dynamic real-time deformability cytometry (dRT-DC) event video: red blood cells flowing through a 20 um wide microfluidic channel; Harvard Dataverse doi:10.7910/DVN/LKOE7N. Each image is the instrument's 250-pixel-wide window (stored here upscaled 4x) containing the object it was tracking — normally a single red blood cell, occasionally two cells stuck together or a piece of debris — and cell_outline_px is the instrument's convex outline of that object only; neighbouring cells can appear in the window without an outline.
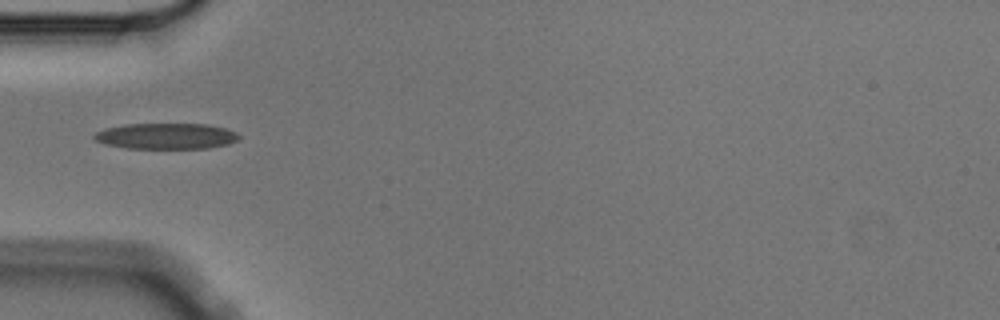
{"species": "Egyptian fruit bat (a non-hibernating species)", "species_latin": "Rousettus aegyptiacus", "temperature_condition": "cold", "stored_images_in_passage": 6, "camera_frame_rate_fps": 3000, "um_per_image_px": 0.085, "animal": {"sex": "male"}, "frame": {"image": 1, "passage_image": 5, "time_ms": 1.333, "image_size_px": [1000, 320], "cell_outline_px": [[240, 136], [236, 140], [228, 144], [208, 148], [124, 148], [104, 144], [92, 140], [92, 136], [96, 132], [104, 128], [124, 124], [208, 124], [224, 128], [236, 132]], "centroid_in_image_um": [14.05, 11.57], "position_along_channel_um": 70.9, "area_um2": 21.96}}
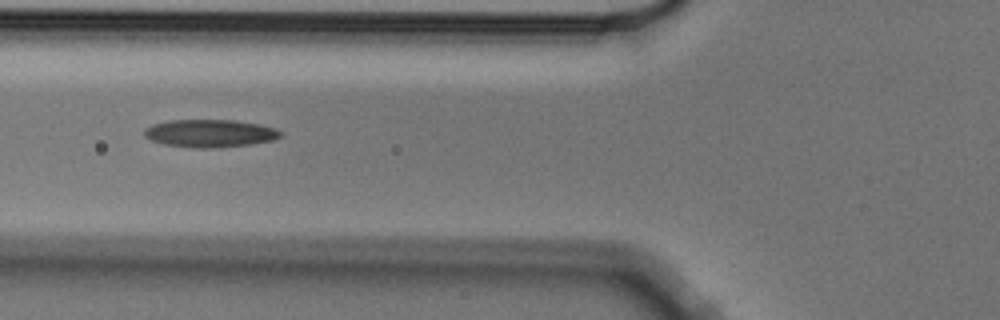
{"frame": {"image": 2, "passage_image": 6, "time_ms": 1.667, "image_size_px": [1000, 320], "cell_outline_px": [[284, 136], [272, 140], [248, 144], [212, 148], [192, 148], [164, 144], [152, 140], [144, 136], [144, 128], [152, 124], [172, 120], [232, 120], [260, 124], [276, 128], [284, 132]], "centroid_in_image_um": [17.86, 11.33], "position_along_channel_um": 107.9, "area_um2": 22.08}}